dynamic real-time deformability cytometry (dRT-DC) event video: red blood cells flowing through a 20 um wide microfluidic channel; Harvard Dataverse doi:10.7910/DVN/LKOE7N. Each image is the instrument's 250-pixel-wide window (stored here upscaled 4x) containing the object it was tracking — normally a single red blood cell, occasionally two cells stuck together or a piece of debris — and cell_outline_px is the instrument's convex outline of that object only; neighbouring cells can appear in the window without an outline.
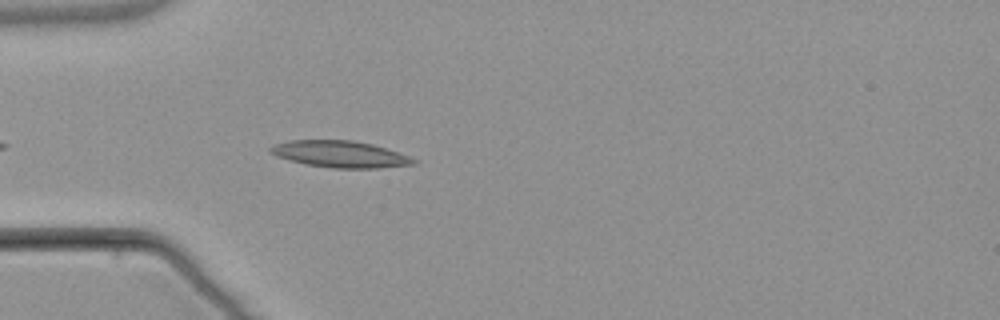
{"species": "common noctule bat (a hibernating species)", "species_latin": "Nyctalus noctula", "temperature_condition": "warm", "stored_images_in_passage": 5, "camera_frame_rate_fps": 3000, "um_per_image_px": 0.085, "animal": {"sex": "male", "body_mass_g": 21.5, "forearm_length_mm": 52.0}, "frame": {"image": 1, "passage_image": 5, "time_ms": 5.667, "image_size_px": [1000, 320], "cell_outline_px": [[420, 160], [416, 164], [380, 168], [332, 168], [304, 164], [288, 160], [276, 156], [268, 152], [268, 148], [276, 144], [292, 140], [352, 140], [372, 144]], "centroid_in_image_um": [28.89, 13.11], "position_along_channel_um": 56.1, "area_um2": 22.25}}